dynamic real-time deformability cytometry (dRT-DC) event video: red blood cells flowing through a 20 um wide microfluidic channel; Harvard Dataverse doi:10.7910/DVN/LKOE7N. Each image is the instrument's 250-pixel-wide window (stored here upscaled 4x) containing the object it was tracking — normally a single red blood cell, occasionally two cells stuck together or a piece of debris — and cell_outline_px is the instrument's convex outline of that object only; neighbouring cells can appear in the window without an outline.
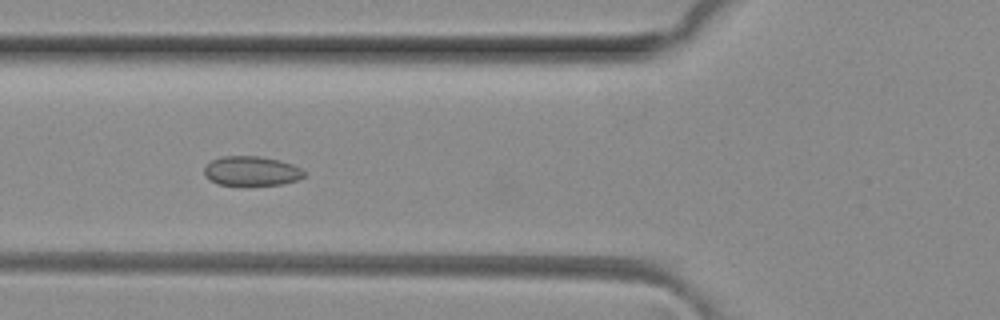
{"species": "common noctule bat (a hibernating species)", "species_latin": "Nyctalus noctula", "temperature_condition": "room temperature", "stored_images_in_passage": 5, "camera_frame_rate_fps": 3000, "um_per_image_px": 0.085, "animal": {"sex": "female", "body_mass_g": 29.2, "forearm_length_mm": 56.3}, "frame": {"image": 1, "passage_image": 5, "time_ms": 1.333, "image_size_px": [1000, 320], "cell_outline_px": [[304, 176], [296, 180], [284, 184], [216, 184], [204, 176], [204, 168], [212, 160], [224, 156], [260, 156], [292, 164], [300, 168], [304, 172]], "centroid_in_image_um": [21.35, 14.53], "position_along_channel_um": 104.5, "area_um2": 16.82}}